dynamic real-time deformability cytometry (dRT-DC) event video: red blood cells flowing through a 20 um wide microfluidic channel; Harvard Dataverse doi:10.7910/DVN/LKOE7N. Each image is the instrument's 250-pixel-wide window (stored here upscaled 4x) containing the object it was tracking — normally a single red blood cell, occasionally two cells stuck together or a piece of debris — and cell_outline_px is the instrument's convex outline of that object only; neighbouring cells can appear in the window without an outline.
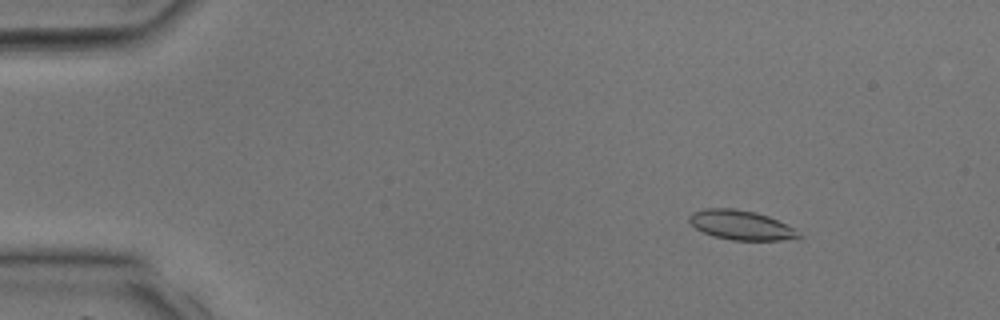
{"species": "common noctule bat (a hibernating species)", "species_latin": "Nyctalus noctula", "temperature_condition": "room temperature", "stored_images_in_passage": 39, "camera_frame_rate_fps": 3000, "um_per_image_px": 0.085, "animal": {"sex": "male", "body_mass_g": 17.9, "forearm_length_mm": 54.2}, "frame": {"image": 1, "passage_image": 6, "time_ms": 1.667, "image_size_px": [1000, 320], "cell_outline_px": [[804, 236], [780, 240], [732, 240], [712, 236], [696, 228], [688, 220], [688, 216], [692, 212], [704, 208], [736, 208], [756, 212], [768, 216], [792, 228]], "centroid_in_image_um": [62.93, 19.12], "position_along_channel_um": 22.1, "area_um2": 18.67}}
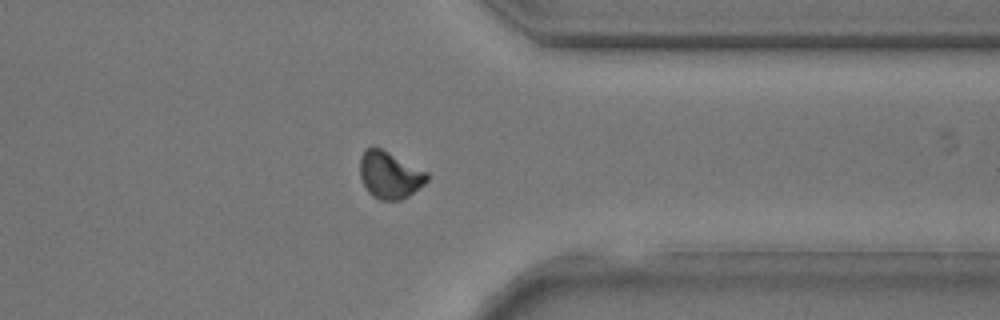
{"frame": {"image": 2, "passage_image": 31, "time_ms": 10.0, "image_size_px": [1000, 320], "cell_outline_px": [[428, 180], [424, 184], [408, 196], [400, 200], [380, 200], [372, 196], [368, 192], [360, 176], [360, 156], [364, 148], [372, 144], [428, 172]], "centroid_in_image_um": [33.09, 14.85], "position_along_channel_um": 378.3, "area_um2": 18.5}}
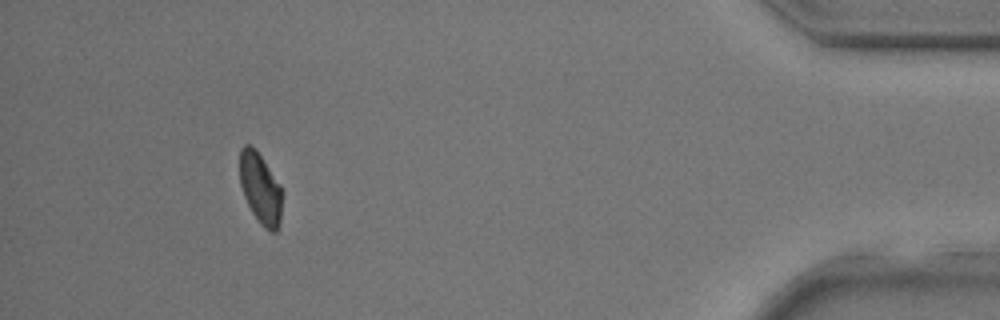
{"frame": {"image": 3, "passage_image": 36, "time_ms": 11.667, "image_size_px": [1000, 320], "cell_outline_px": [[284, 192], [280, 220], [276, 232], [272, 232], [264, 228], [260, 224], [252, 212], [244, 196], [240, 184], [240, 148], [244, 144], [248, 144], [260, 156], [280, 184]], "centroid_in_image_um": [22.15, 16.06], "position_along_channel_um": 413.0, "area_um2": 17.51}}